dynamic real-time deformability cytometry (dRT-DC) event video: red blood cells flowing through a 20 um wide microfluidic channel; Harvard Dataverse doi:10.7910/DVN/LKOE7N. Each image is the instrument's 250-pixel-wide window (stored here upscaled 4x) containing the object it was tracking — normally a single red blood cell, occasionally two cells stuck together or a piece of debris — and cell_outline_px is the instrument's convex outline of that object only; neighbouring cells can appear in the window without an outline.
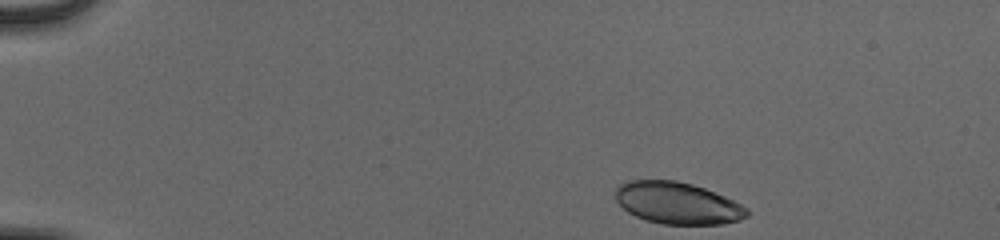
{"species": "human", "species_latin": "Homo sapiens", "temperature_condition": "cold", "stored_images_in_passage": 46, "camera_frame_rate_fps": 3000, "um_per_image_px": 0.085, "donor": {"sex": "male"}, "frame": {"image": 1, "passage_image": 1, "time_ms": 0.0, "image_size_px": [1000, 240], "cell_outline_px": [[748, 216], [740, 220], [724, 224], [664, 224], [644, 220], [628, 212], [616, 200], [616, 188], [620, 184], [628, 180], [676, 180], [692, 184], [704, 188], [724, 196], [748, 208]], "centroid_in_image_um": [57.58, 17.26], "position_along_channel_um": 27.4, "area_um2": 32.02}}
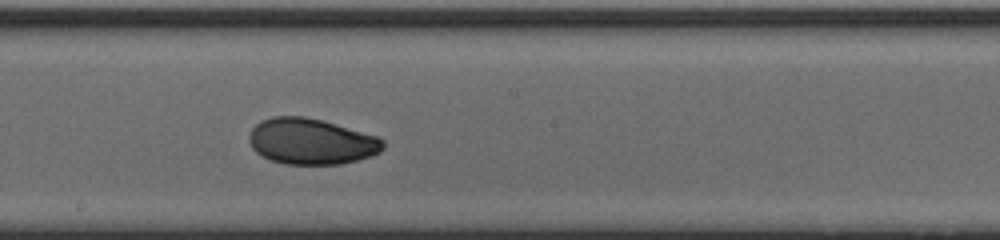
{"frame": {"image": 2, "passage_image": 24, "time_ms": 7.667, "image_size_px": [1000, 240], "cell_outline_px": [[384, 148], [380, 152], [372, 156], [340, 164], [284, 164], [260, 156], [252, 148], [248, 140], [248, 136], [252, 128], [260, 120], [272, 116], [304, 116], [320, 120], [376, 136], [384, 140]], "centroid_in_image_um": [26.41, 12.02], "position_along_channel_um": 221.8, "area_um2": 35.84}}
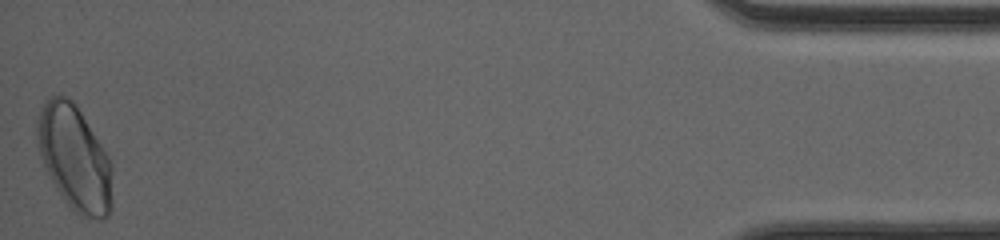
{"frame": {"image": 3, "passage_image": 46, "time_ms": 15.0, "image_size_px": [1000, 240], "cell_outline_px": [[112, 208], [108, 216], [100, 220], [80, 216], [68, 204], [56, 188], [44, 164], [36, 140], [36, 116], [44, 100], [60, 92], [68, 96], [76, 104], [108, 156], [112, 164]], "centroid_in_image_um": [6.33, 13.39], "position_along_channel_um": 428.9, "area_um2": 46.24}, "authors_computed_cell_mechanics": {"area_um2": 35.7782, "velocity_mm_per_s": 3.8902, "shape_relaxation_time_tau1_ms": 4.2274, "shape_relaxation_time_tau2_ms": 1.2833, "deformation_change_tau1": 0.1246, "deformation_change_tau2": 0.0379}}